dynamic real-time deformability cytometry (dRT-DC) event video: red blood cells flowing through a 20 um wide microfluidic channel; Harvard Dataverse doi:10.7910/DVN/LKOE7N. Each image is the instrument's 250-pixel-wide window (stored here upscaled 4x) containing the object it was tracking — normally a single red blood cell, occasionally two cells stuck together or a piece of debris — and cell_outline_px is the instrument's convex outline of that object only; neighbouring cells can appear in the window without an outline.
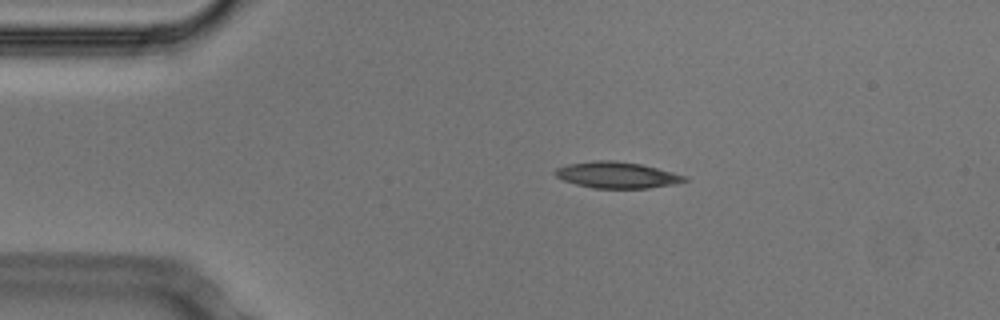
{"species": "Egyptian fruit bat (a non-hibernating species)", "species_latin": "Rousettus aegyptiacus", "temperature_condition": "cold", "stored_images_in_passage": 50, "camera_frame_rate_fps": 3000, "um_per_image_px": 0.085, "animal": {"sex": "male"}, "frame": {"image": 1, "passage_image": 7, "time_ms": 2.0, "image_size_px": [1000, 320], "cell_outline_px": [[688, 180], [672, 184], [648, 188], [592, 188], [576, 184], [564, 180], [556, 176], [552, 172], [556, 168], [568, 164], [596, 160], [612, 160], [640, 164], [672, 172], [684, 176]], "centroid_in_image_um": [52.38, 14.87], "position_along_channel_um": 32.6, "area_um2": 19.54}}
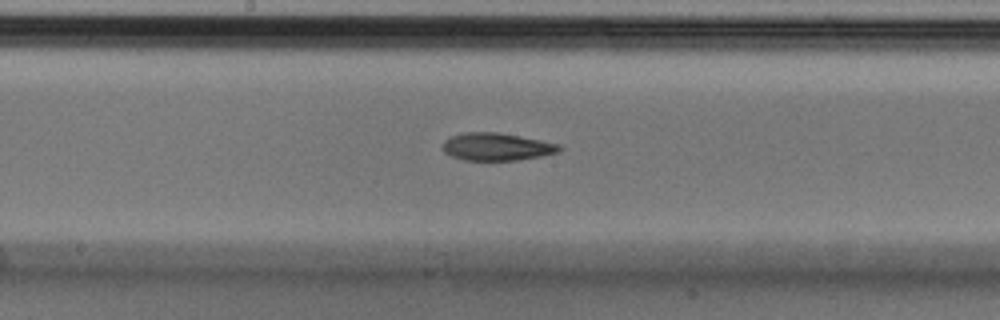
{"frame": {"image": 2, "passage_image": 24, "time_ms": 7.667, "image_size_px": [1000, 320], "cell_outline_px": [[564, 148], [560, 152], [540, 156], [516, 160], [464, 160], [452, 156], [444, 152], [440, 148], [444, 140], [452, 136], [464, 132], [496, 132], [540, 140], [560, 144]], "centroid_in_image_um": [42.21, 12.47], "position_along_channel_um": 206.0, "area_um2": 18.79}}
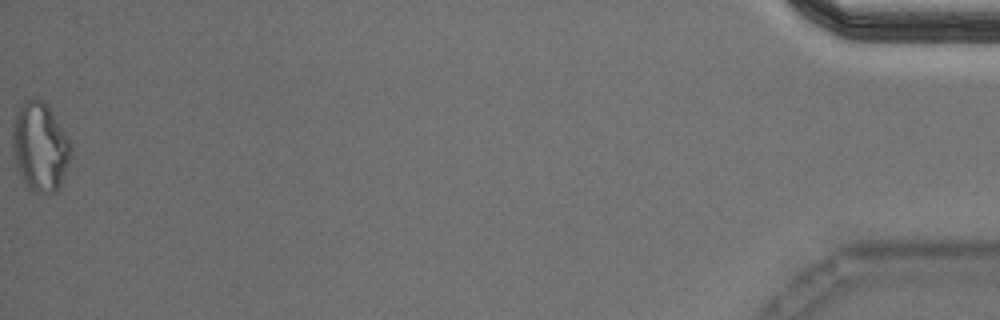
{"frame": {"image": 3, "passage_image": 50, "time_ms": 16.333, "image_size_px": [1000, 320], "cell_outline_px": [[72, 148], [60, 184], [56, 192], [36, 192], [28, 188], [16, 168], [12, 148], [12, 120], [16, 112], [24, 100], [32, 96], [36, 96], [44, 100], [52, 112], [68, 140]], "centroid_in_image_um": [3.34, 12.42], "position_along_channel_um": 431.9, "area_um2": 30.11}, "authors_computed_cell_mechanics": {"area_um2": 19.5653, "velocity_mm_per_s": 3.7473, "shape_relaxation_time_tau1_ms": 4.0049, "shape_relaxation_time_tau2_ms": 7.4975, "deformation_change_tau1": 0.1266, "deformation_change_tau2": 0.1684}}